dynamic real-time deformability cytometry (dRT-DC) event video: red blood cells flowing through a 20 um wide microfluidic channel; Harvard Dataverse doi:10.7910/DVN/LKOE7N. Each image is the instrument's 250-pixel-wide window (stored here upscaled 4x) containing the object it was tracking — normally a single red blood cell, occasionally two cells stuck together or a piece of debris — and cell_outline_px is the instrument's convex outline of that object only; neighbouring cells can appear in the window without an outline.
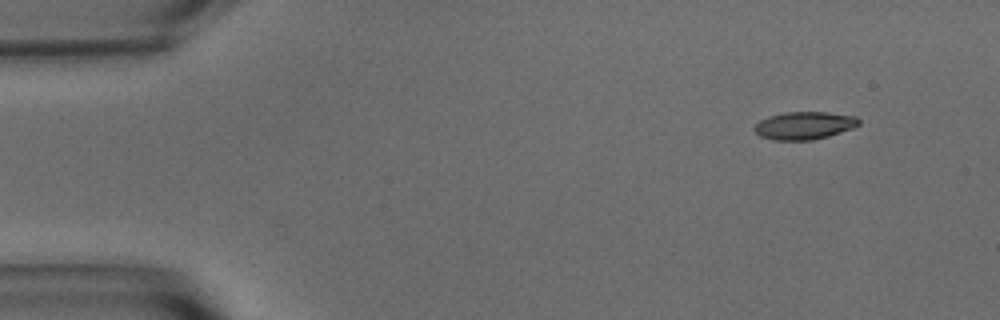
{"species": "common noctule bat (a hibernating species)", "species_latin": "Nyctalus noctula", "temperature_condition": "warm", "stored_images_in_passage": 46, "camera_frame_rate_fps": 3000, "um_per_image_px": 0.085, "animal": {"sex": "male", "body_mass_g": 15.6}, "frame": {"image": 1, "passage_image": 1, "time_ms": 0.0, "image_size_px": [1000, 320], "cell_outline_px": [[860, 124], [852, 128], [828, 136], [812, 140], [772, 140], [760, 136], [752, 128], [760, 120], [768, 116], [784, 112], [828, 112], [856, 116], [860, 120]], "centroid_in_image_um": [68.35, 10.66], "position_along_channel_um": 16.7, "area_um2": 16.94}}
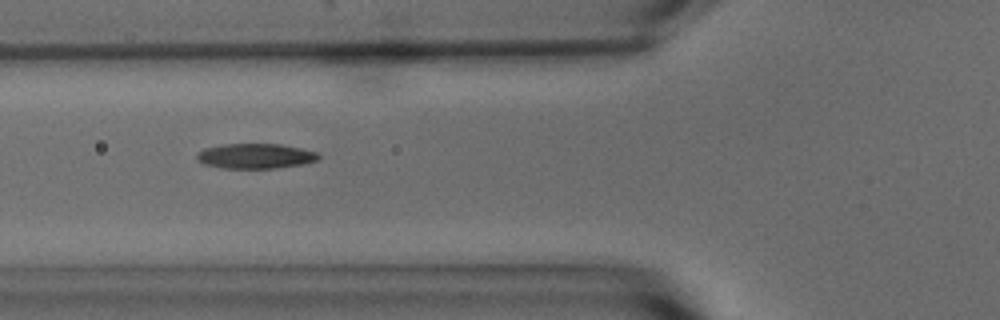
{"frame": {"image": 2, "passage_image": 16, "time_ms": 5.0, "image_size_px": [1000, 320], "cell_outline_px": [[320, 156], [316, 160], [304, 164], [276, 168], [224, 168], [204, 164], [196, 160], [196, 152], [204, 148], [224, 144], [280, 144], [300, 148], [316, 152]], "centroid_in_image_um": [21.67, 13.26], "position_along_channel_um": 104.1, "area_um2": 17.74}}
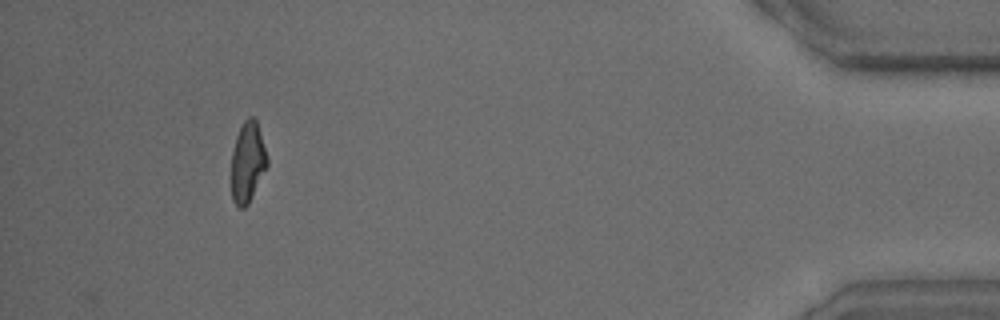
{"frame": {"image": 3, "passage_image": 46, "time_ms": 15.0, "image_size_px": [1000, 320], "cell_outline_px": [[268, 164], [248, 204], [244, 208], [240, 208], [232, 200], [232, 152], [236, 136], [244, 120], [248, 116], [252, 116], [256, 120], [268, 160]], "centroid_in_image_um": [21.04, 13.78], "position_along_channel_um": 414.2, "area_um2": 16.47}, "authors_computed_cell_mechanics": {"area_um2": 17.7157, "velocity_mm_per_s": 3.7411, "shape_relaxation_time_tau1_ms": 5.4495, "shape_relaxation_time_tau2_ms": 2.4845, "deformation_change_tau1": 0.1939, "deformation_change_tau2": 0.1011}}